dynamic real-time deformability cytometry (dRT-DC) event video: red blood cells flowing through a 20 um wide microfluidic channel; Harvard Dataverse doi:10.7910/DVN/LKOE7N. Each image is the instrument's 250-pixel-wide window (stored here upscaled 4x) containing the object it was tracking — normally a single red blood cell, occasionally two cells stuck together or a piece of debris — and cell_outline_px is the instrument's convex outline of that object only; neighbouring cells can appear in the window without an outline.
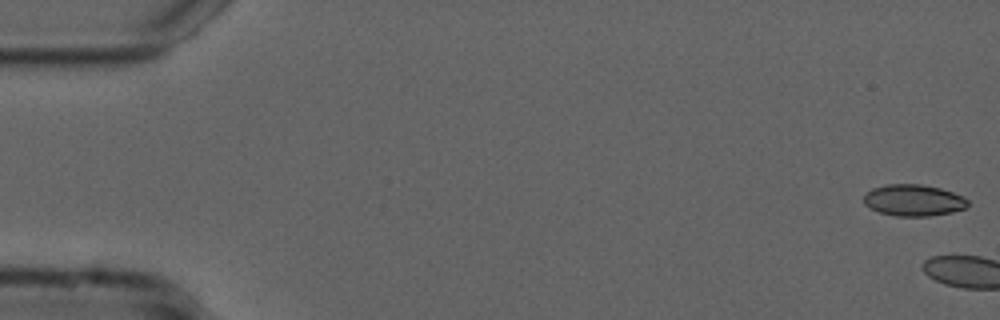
{"species": "common noctule bat (a hibernating species)", "species_latin": "Nyctalus noctula", "temperature_condition": "cold", "stored_images_in_passage": 3, "camera_frame_rate_fps": 3000, "um_per_image_px": 0.085, "animal": {"sex": "male", "forearm_length_mm": 52.5}, "frame": {"image": 1, "passage_image": 1, "time_ms": 0.0, "image_size_px": [1000, 320], "cell_outline_px": [[968, 204], [964, 208], [952, 212], [928, 216], [896, 216], [880, 212], [864, 204], [864, 196], [872, 188], [888, 184], [920, 184], [940, 188], [964, 196], [968, 200]], "centroid_in_image_um": [77.66, 17.02], "position_along_channel_um": 7.3, "area_um2": 18.96}}